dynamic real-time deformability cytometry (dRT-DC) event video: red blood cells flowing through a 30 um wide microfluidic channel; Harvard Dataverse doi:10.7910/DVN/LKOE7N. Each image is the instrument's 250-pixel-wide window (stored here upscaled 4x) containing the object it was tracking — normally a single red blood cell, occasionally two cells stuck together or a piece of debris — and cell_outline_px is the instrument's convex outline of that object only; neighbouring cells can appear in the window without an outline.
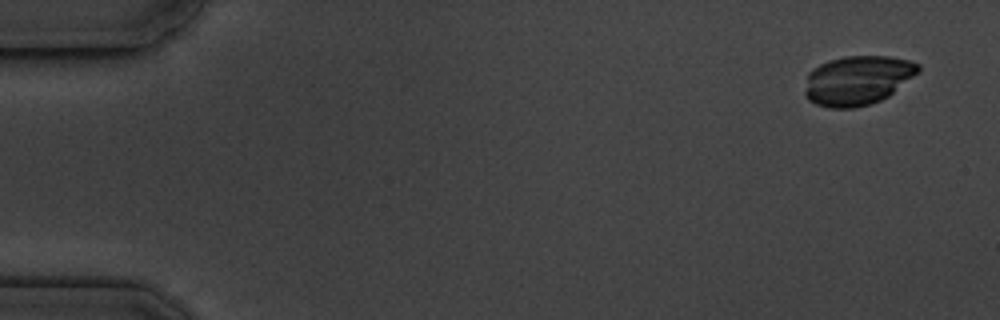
{"species": "common noctule bat (a hibernating species)", "species_latin": "Nyctalus noctula", "temperature_condition": "cold", "stored_images_in_passage": 4, "camera_frame_rate_fps": 3000, "um_per_image_px": 0.085, "animal": {"sex": "male", "body_mass_g": 19.5, "forearm_length_mm": 54.6}, "frame": {"image": 1, "passage_image": 1, "time_ms": 0.0, "image_size_px": [1000, 320], "cell_outline_px": [[920, 72], [888, 96], [880, 100], [868, 104], [852, 108], [828, 108], [816, 104], [808, 100], [804, 92], [808, 72], [812, 68], [828, 60], [844, 56], [888, 56], [908, 60], [920, 64]], "centroid_in_image_um": [72.88, 6.82], "position_along_channel_um": 12.1, "area_um2": 32.71}}